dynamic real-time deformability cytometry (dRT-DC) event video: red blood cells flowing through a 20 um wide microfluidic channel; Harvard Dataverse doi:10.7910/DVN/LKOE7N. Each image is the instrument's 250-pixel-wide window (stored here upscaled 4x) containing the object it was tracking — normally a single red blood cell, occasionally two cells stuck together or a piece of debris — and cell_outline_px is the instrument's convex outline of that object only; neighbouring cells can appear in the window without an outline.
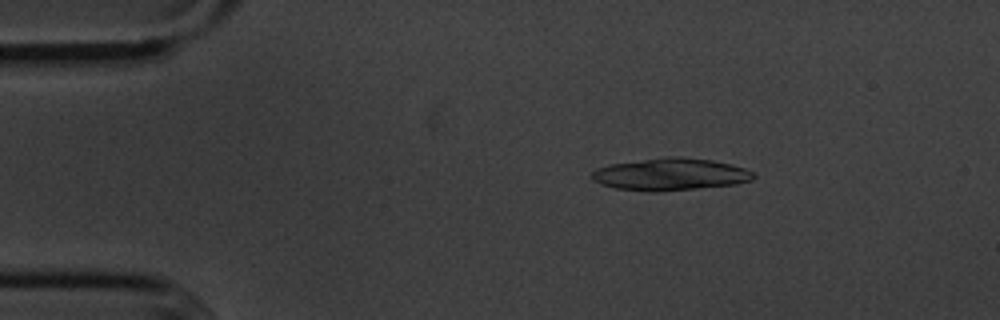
{"species": "common noctule bat (a hibernating species)", "species_latin": "Nyctalus noctula", "temperature_condition": "cold", "stored_images_in_passage": 5, "camera_frame_rate_fps": 3000, "um_per_image_px": 0.085, "animal": {"sex": "male", "body_mass_g": 20.1, "forearm_length_mm": 53.5}, "frame": {"image": 1, "passage_image": 2, "time_ms": 1.333, "image_size_px": [1000, 320], "cell_outline_px": [[756, 176], [752, 180], [736, 184], [656, 192], [648, 192], [616, 188], [600, 184], [592, 180], [592, 172], [596, 168], [612, 164], [668, 156], [680, 156], [712, 160], [732, 164], [744, 168], [752, 172]], "centroid_in_image_um": [56.98, 14.82], "position_along_channel_um": 28.0, "area_um2": 30.35}}